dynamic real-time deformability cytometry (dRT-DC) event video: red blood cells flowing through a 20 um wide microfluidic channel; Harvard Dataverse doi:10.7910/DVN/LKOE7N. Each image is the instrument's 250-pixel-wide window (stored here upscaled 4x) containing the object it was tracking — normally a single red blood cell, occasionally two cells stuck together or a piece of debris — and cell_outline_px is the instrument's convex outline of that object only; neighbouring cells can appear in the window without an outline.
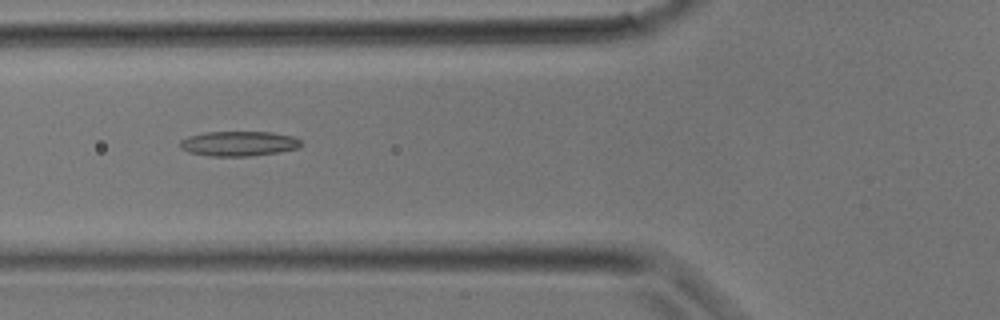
{"species": "common noctule bat (a hibernating species)", "species_latin": "Nyctalus noctula", "temperature_condition": "room temperature", "stored_images_in_passage": 23, "camera_frame_rate_fps": 3000, "um_per_image_px": 0.085, "animal": {"sex": "male", "body_mass_g": 17.9}, "frame": {"image": 1, "passage_image": 3, "time_ms": 0.667, "image_size_px": [1000, 320], "cell_outline_px": [[300, 144], [296, 148], [280, 152], [252, 156], [208, 156], [188, 152], [180, 148], [180, 140], [188, 136], [204, 132], [272, 132], [292, 136], [300, 140]], "centroid_in_image_um": [20.24, 12.21], "position_along_channel_um": 105.6, "area_um2": 17.57}}
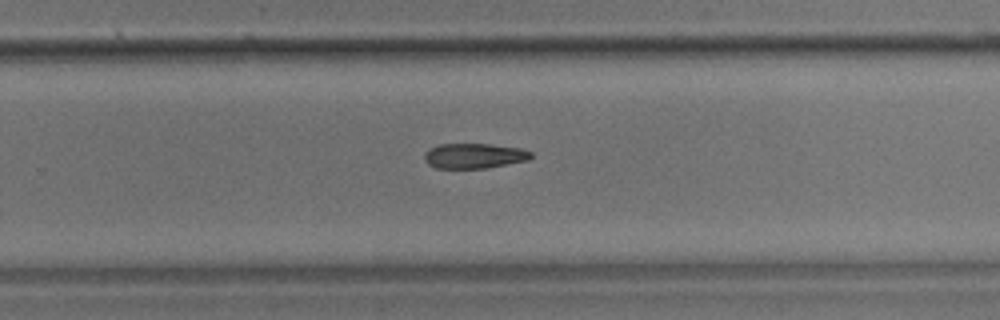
{"frame": {"image": 2, "passage_image": 12, "time_ms": 3.667, "image_size_px": [1000, 320], "cell_outline_px": [[532, 156], [528, 160], [484, 168], [436, 168], [428, 164], [424, 160], [424, 152], [428, 148], [440, 144], [488, 144], [520, 148], [532, 152]], "centroid_in_image_um": [40.26, 13.24], "position_along_channel_um": 289.5, "area_um2": 15.55}}
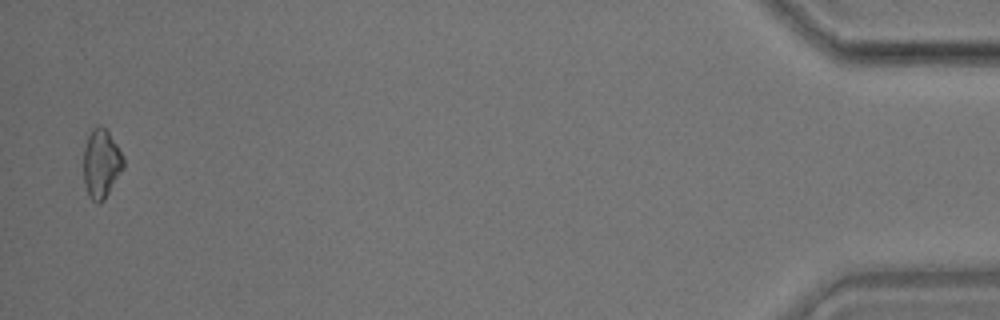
{"frame": {"image": 3, "passage_image": 23, "time_ms": 7.333, "image_size_px": [1000, 320], "cell_outline_px": [[124, 168], [104, 200], [100, 204], [96, 204], [88, 196], [84, 184], [84, 148], [88, 136], [92, 128], [96, 124], [100, 124], [108, 128], [124, 160]], "centroid_in_image_um": [8.6, 13.89], "position_along_channel_um": 426.6, "area_um2": 16.3}}